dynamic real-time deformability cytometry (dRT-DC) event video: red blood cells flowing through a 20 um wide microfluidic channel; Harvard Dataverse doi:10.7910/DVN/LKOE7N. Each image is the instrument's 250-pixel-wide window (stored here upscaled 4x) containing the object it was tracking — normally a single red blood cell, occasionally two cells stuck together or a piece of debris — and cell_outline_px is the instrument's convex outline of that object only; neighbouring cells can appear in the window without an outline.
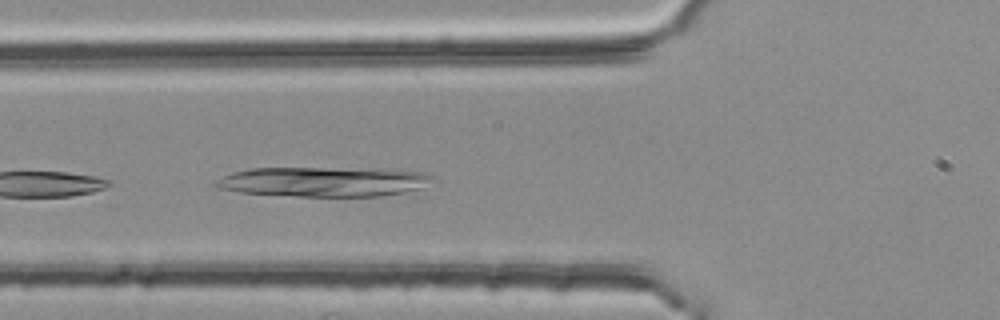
{"species": "common noctule bat (a hibernating species)", "species_latin": "Nyctalus noctula", "temperature_condition": "room temperature", "stored_images_in_passage": 17, "camera_frame_rate_fps": 3000, "um_per_image_px": 0.085, "animal": {"sex": "female", "body_mass_g": 25.1}, "frame": {"image": 1, "passage_image": 12, "time_ms": 3.667, "image_size_px": [1000, 320], "cell_outline_px": [[436, 176], [420, 188], [404, 192], [380, 196], [296, 196], [240, 192], [216, 188], [212, 184], [216, 180], [232, 172], [252, 168], [392, 168], [420, 172]], "centroid_in_image_um": [27.5, 15.43], "position_along_channel_um": 98.3, "area_um2": 37.8}}